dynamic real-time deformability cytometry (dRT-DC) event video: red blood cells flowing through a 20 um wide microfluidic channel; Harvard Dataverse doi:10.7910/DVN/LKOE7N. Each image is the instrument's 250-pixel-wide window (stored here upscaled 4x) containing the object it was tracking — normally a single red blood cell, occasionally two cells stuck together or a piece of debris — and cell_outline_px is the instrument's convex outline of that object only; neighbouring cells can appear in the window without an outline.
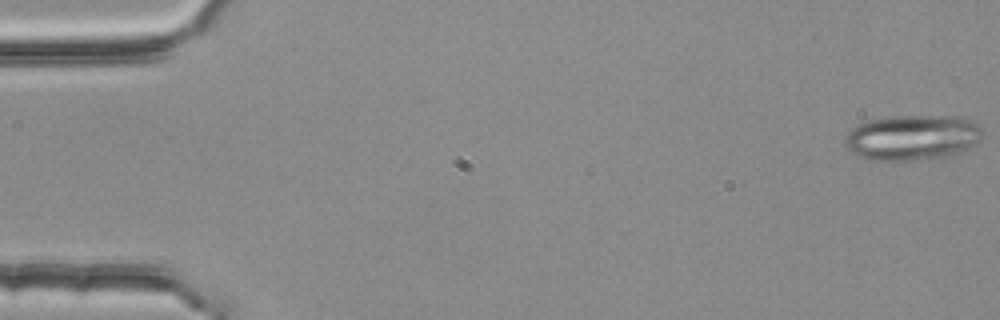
{"species": "common noctule bat (a hibernating species)", "species_latin": "Nyctalus noctula", "temperature_condition": "room temperature", "stored_images_in_passage": 5, "camera_frame_rate_fps": 3000, "um_per_image_px": 0.085, "animal": {"sex": "female", "body_mass_g": 25.1}, "frame": {"image": 1, "passage_image": 1, "time_ms": 0.0, "image_size_px": [1000, 320], "cell_outline_px": [[984, 132], [980, 140], [976, 144], [952, 156], [904, 160], [872, 160], [856, 156], [844, 144], [844, 140], [848, 132], [856, 124], [868, 120], [896, 116], [960, 116], [972, 120], [980, 124]], "centroid_in_image_um": [77.58, 11.67], "position_along_channel_um": 7.4, "area_um2": 36.7}}